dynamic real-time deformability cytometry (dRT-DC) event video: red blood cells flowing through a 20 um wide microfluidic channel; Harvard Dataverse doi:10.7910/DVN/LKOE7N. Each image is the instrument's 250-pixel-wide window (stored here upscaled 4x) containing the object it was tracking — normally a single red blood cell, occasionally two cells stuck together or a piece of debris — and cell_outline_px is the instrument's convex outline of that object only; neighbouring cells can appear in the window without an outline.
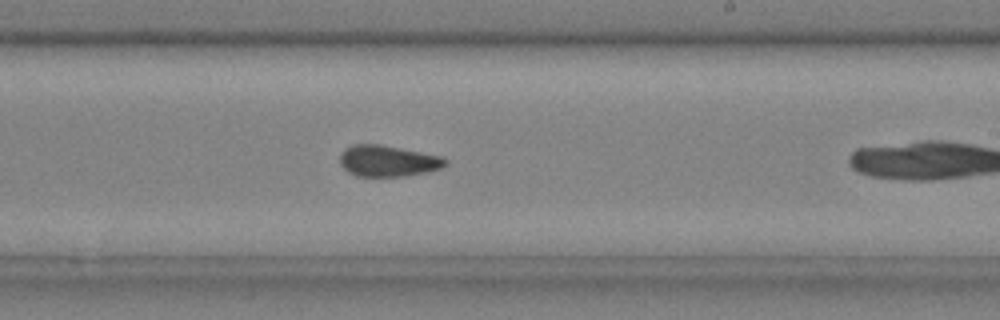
{"species": "common noctule bat (a hibernating species)", "species_latin": "Nyctalus noctula", "temperature_condition": "cold", "stored_images_in_passage": 25, "camera_frame_rate_fps": 3000, "um_per_image_px": 0.085, "animal": {"sex": "male", "body_mass_g": 20.4}, "frame": {"image": 1, "passage_image": 15, "time_ms": 4.667, "image_size_px": [1000, 320], "cell_outline_px": [[448, 164], [440, 168], [428, 172], [404, 176], [356, 176], [348, 172], [340, 164], [340, 152], [344, 148], [352, 144], [380, 144], [444, 156], [448, 160]], "centroid_in_image_um": [32.98, 13.67], "position_along_channel_um": 256.0, "area_um2": 19.48}}